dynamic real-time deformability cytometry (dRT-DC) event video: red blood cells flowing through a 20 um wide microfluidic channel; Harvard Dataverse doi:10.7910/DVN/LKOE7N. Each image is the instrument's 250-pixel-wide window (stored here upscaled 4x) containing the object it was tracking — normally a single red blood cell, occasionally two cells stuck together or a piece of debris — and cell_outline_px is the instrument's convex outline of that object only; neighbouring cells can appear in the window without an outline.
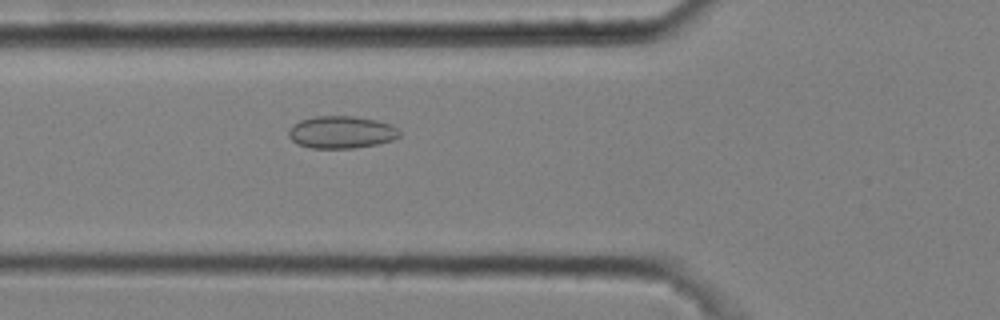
{"species": "common noctule bat (a hibernating species)", "species_latin": "Nyctalus noctula", "temperature_condition": "cold", "stored_images_in_passage": 5, "camera_frame_rate_fps": 3000, "um_per_image_px": 0.085, "animal": {"sex": "male", "body_mass_g": 20.4}, "frame": {"image": 1, "passage_image": 5, "time_ms": 1.333, "image_size_px": [1000, 320], "cell_outline_px": [[400, 136], [392, 140], [376, 144], [356, 148], [312, 148], [296, 144], [288, 136], [288, 128], [292, 124], [300, 120], [316, 116], [352, 116], [376, 120], [392, 124], [400, 132]], "centroid_in_image_um": [28.98, 11.23], "position_along_channel_um": 96.8, "area_um2": 21.04}}